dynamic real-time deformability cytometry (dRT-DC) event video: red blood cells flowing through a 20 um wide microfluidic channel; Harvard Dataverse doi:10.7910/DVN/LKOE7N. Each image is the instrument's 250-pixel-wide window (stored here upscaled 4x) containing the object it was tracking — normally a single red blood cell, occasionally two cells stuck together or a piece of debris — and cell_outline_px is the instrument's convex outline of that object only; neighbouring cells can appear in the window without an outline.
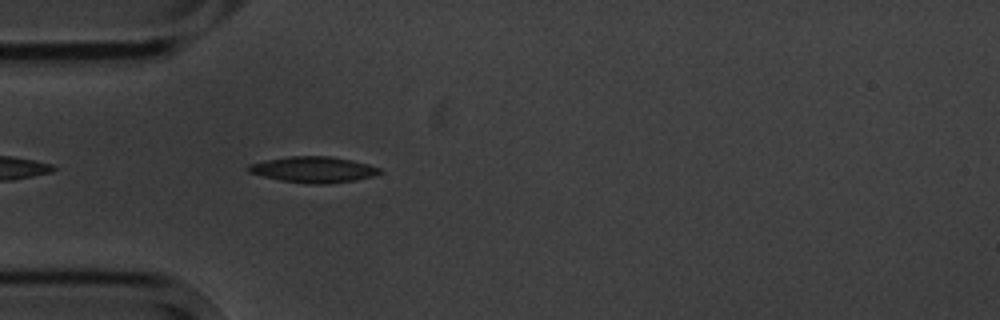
{"species": "common noctule bat (a hibernating species)", "species_latin": "Nyctalus noctula", "temperature_condition": "cold", "stored_images_in_passage": 3, "camera_frame_rate_fps": 3000, "um_per_image_px": 0.085, "animal": {"sex": "male", "body_mass_g": 20.1, "forearm_length_mm": 53.5}, "frame": {"image": 1, "passage_image": 3, "time_ms": 2.333, "image_size_px": [1000, 320], "cell_outline_px": [[384, 172], [372, 176], [356, 180], [320, 184], [308, 184], [280, 180], [248, 172], [248, 164], [288, 156], [328, 156], [352, 160], [368, 164], [380, 168]], "centroid_in_image_um": [26.66, 14.41], "position_along_channel_um": 58.3, "area_um2": 19.71}}